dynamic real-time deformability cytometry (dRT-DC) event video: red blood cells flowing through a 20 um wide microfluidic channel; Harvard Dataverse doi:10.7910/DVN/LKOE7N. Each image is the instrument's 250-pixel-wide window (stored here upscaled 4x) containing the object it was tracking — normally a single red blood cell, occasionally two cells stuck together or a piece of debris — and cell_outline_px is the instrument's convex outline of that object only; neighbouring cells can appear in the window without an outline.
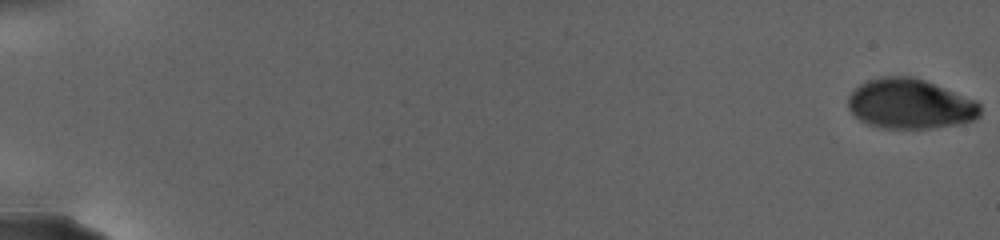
{"species": "human", "species_latin": "Homo sapiens", "temperature_condition": "warm", "stored_images_in_passage": 52, "camera_frame_rate_fps": 3000, "um_per_image_px": 0.085, "donor": {"sex": "female"}, "frame": {"image": 1, "passage_image": 1, "time_ms": 0.0, "image_size_px": [1000, 240], "cell_outline_px": [[980, 116], [972, 120], [956, 124], [928, 128], [884, 128], [868, 124], [860, 120], [848, 108], [848, 96], [860, 84], [868, 80], [884, 76], [908, 76], [924, 80], [976, 100], [980, 104]], "centroid_in_image_um": [77.35, 8.83], "position_along_channel_um": 7.7, "area_um2": 38.09}}
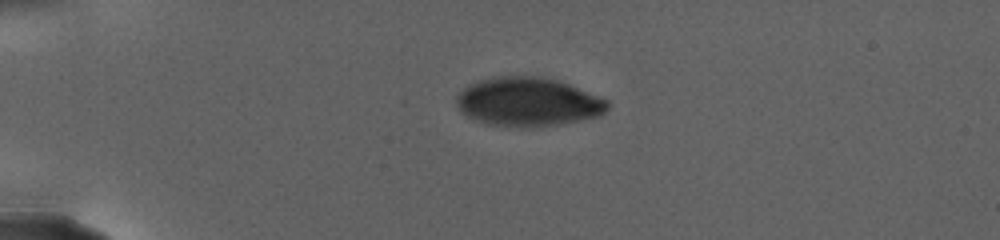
{"frame": {"image": 2, "passage_image": 39, "time_ms": 7.333, "image_size_px": [1000, 240], "cell_outline_px": [[608, 108], [600, 116], [580, 120], [556, 124], [528, 128], [488, 124], [476, 120], [468, 116], [456, 104], [456, 96], [464, 88], [480, 80], [504, 76], [532, 76], [556, 80], [568, 84], [608, 100]], "centroid_in_image_um": [44.89, 8.67], "position_along_channel_um": 40.1, "area_um2": 42.37}}